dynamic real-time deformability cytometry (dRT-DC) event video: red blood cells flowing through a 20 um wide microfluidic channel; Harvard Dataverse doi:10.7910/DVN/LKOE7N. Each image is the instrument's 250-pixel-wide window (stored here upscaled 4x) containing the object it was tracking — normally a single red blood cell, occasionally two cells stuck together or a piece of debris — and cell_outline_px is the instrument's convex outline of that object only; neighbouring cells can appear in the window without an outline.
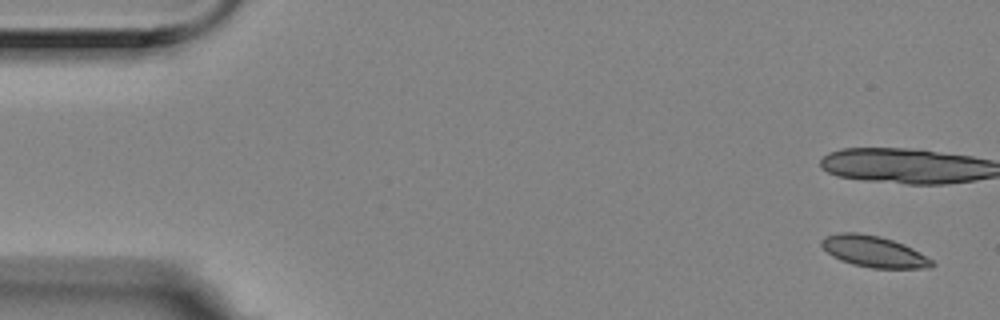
{"species": "Egyptian fruit bat (a non-hibernating species)", "species_latin": "Rousettus aegyptiacus", "temperature_condition": "room temperature", "stored_images_in_passage": 6, "camera_frame_rate_fps": 3000, "um_per_image_px": 0.085, "animal": {"sex": "female"}, "frame": {"image": 1, "passage_image": 1, "time_ms": 0.0, "image_size_px": [1000, 320], "cell_outline_px": [[936, 264], [932, 268], [872, 268], [852, 264], [840, 260], [832, 256], [820, 244], [820, 240], [824, 236], [840, 232], [856, 232], [880, 236], [904, 244], [912, 248], [932, 260]], "centroid_in_image_um": [74.26, 21.37], "position_along_channel_um": 10.7, "area_um2": 20.17}}
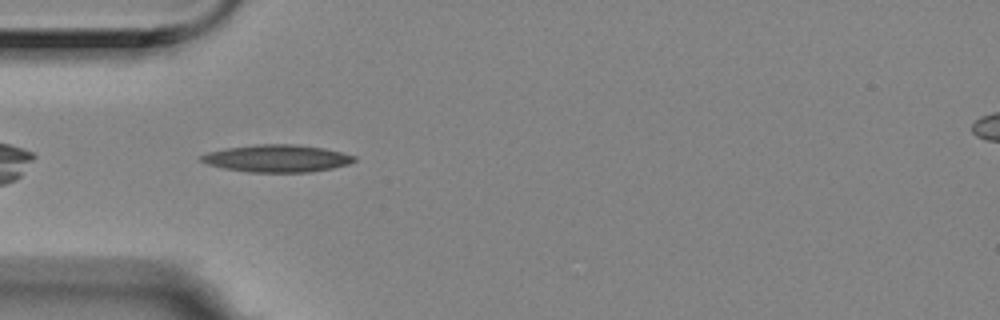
{"frame": {"image": 2, "passage_image": 6, "time_ms": 1.667, "image_size_px": [1000, 320], "cell_outline_px": [[356, 160], [348, 164], [332, 168], [312, 172], [248, 172], [224, 168], [208, 164], [200, 160], [200, 156], [208, 152], [228, 148], [256, 144], [296, 144], [324, 148], [356, 156]], "centroid_in_image_um": [23.56, 13.46], "position_along_channel_um": 61.4, "area_um2": 24.28}}